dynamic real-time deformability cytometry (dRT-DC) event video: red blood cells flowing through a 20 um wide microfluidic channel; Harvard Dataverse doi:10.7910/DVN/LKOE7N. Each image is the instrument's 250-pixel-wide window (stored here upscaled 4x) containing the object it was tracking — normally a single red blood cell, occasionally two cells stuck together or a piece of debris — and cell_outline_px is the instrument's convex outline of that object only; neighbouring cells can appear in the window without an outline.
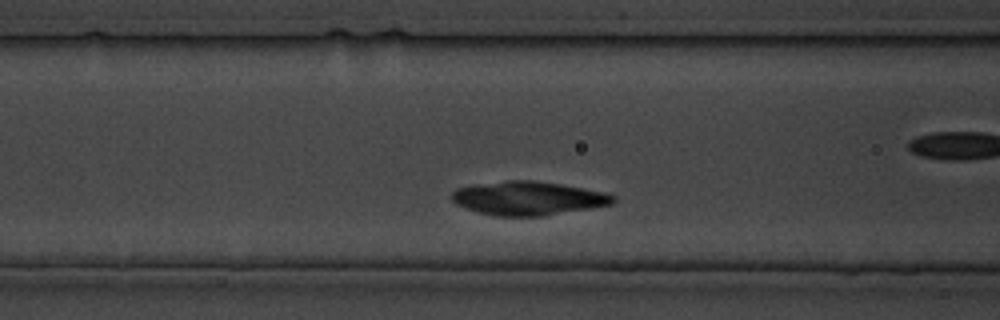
{"species": "common noctule bat (a hibernating species)", "species_latin": "Nyctalus noctula", "temperature_condition": "cold", "stored_images_in_passage": 15, "segment_of_instrument_passage": [2, 2], "camera_frame_rate_fps": 3000, "um_per_image_px": 0.085, "animal": {"sex": "male", "body_mass_g": 19.5, "forearm_length_mm": 54.6}, "frame": {"image": 1, "passage_image": 13, "time_ms": 15.0, "image_size_px": [1000, 320], "cell_outline_px": [[616, 200], [612, 204], [592, 208], [540, 216], [496, 216], [480, 212], [456, 204], [452, 200], [452, 192], [456, 188], [472, 184], [504, 180], [532, 180], [560, 184], [604, 192], [616, 196]], "centroid_in_image_um": [44.88, 16.84], "position_along_channel_um": 121.7, "area_um2": 31.67}}